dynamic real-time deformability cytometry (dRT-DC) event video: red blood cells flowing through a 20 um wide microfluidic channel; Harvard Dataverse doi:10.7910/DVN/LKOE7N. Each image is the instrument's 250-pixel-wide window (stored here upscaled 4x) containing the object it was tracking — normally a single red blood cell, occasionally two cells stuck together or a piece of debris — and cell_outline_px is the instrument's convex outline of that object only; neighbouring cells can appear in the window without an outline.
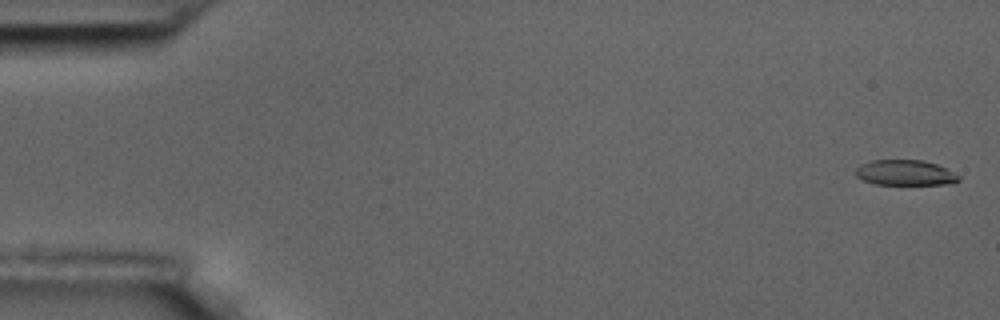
{"species": "common noctule bat (a hibernating species)", "species_latin": "Nyctalus noctula", "temperature_condition": "room temperature", "stored_images_in_passage": 57, "camera_frame_rate_fps": 3000, "um_per_image_px": 0.085, "animal": {"sex": "male", "body_mass_g": 17.5, "forearm_length_mm": 52.3}, "frame": {"image": 1, "passage_image": 2, "time_ms": 0.333, "image_size_px": [1000, 320], "cell_outline_px": [[960, 180], [944, 184], [876, 184], [864, 180], [856, 176], [856, 168], [860, 164], [872, 160], [924, 160], [936, 164], [960, 176]], "centroid_in_image_um": [76.91, 14.67], "position_along_channel_um": 8.1, "area_um2": 15.03}}
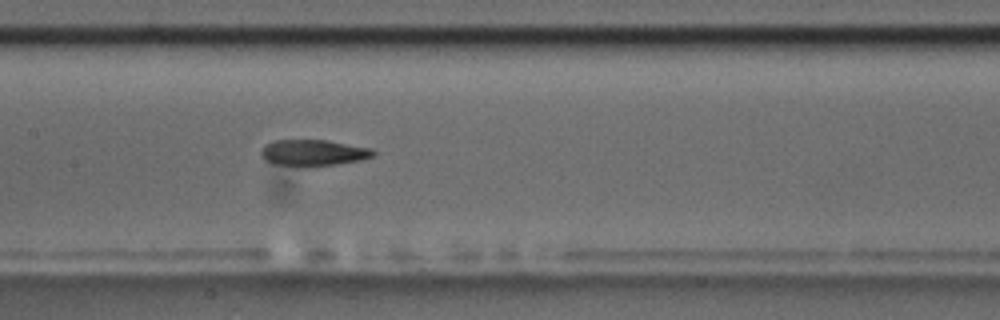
{"frame": {"image": 2, "passage_image": 28, "time_ms": 9.0, "image_size_px": [1000, 320], "cell_outline_px": [[376, 152], [372, 156], [360, 160], [336, 164], [308, 168], [272, 164], [264, 160], [260, 156], [260, 152], [264, 144], [272, 140], [328, 140], [372, 148]], "centroid_in_image_um": [26.57, 13.0], "position_along_channel_um": 180.8, "area_um2": 17.69}}
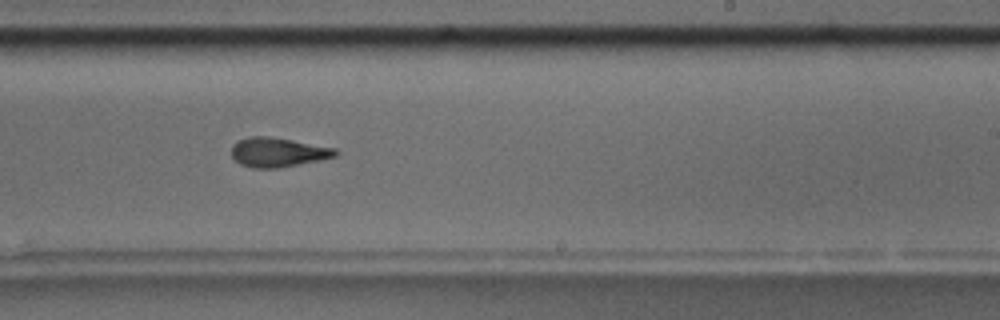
{"frame": {"image": 3, "passage_image": 35, "time_ms": 11.333, "image_size_px": [1000, 320], "cell_outline_px": [[340, 152], [336, 156], [320, 160], [276, 168], [252, 168], [240, 164], [232, 156], [232, 144], [236, 140], [248, 136], [268, 136], [292, 140], [336, 148]], "centroid_in_image_um": [23.61, 12.93], "position_along_channel_um": 265.4, "area_um2": 17.86}, "authors_computed_cell_mechanics": {"area_um2": 17.7446, "velocity_mm_per_s": 3.6342, "shape_relaxation_time_tau1_ms": 8.7634, "shape_relaxation_time_tau2_ms": 3.2359, "deformation_change_tau1": 0.2413, "deformation_change_tau2": 0.121}}